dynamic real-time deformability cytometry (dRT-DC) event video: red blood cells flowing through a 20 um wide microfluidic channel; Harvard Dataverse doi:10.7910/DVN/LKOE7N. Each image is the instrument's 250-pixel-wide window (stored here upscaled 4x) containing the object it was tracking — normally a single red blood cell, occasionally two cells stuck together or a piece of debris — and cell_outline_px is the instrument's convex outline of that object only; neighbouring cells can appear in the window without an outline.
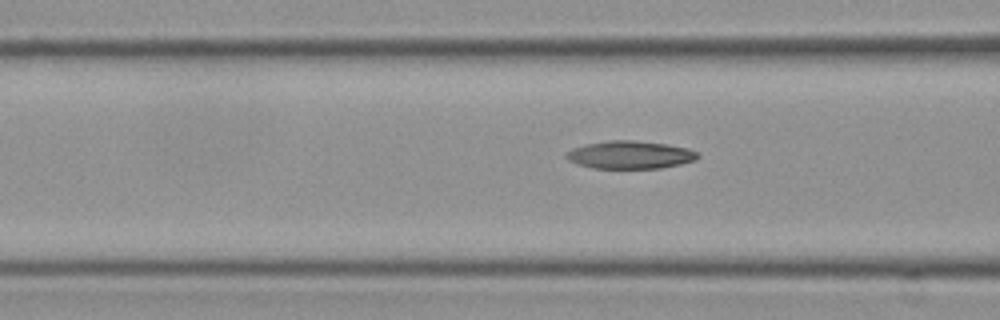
{"species": "Egyptian fruit bat (a non-hibernating species)", "species_latin": "Rousettus aegyptiacus", "temperature_condition": "cold", "stored_images_in_passage": 33, "camera_frame_rate_fps": 3000, "um_per_image_px": 0.085, "frame": {"image": 1, "passage_image": 16, "time_ms": 5.0, "image_size_px": [1000, 320], "cell_outline_px": [[700, 156], [696, 160], [680, 164], [660, 168], [592, 168], [576, 164], [568, 160], [564, 156], [572, 148], [584, 144], [608, 140], [636, 140], [668, 144], [688, 148], [696, 152]], "centroid_in_image_um": [53.54, 13.15], "position_along_channel_um": 113.1, "area_um2": 21.5}}
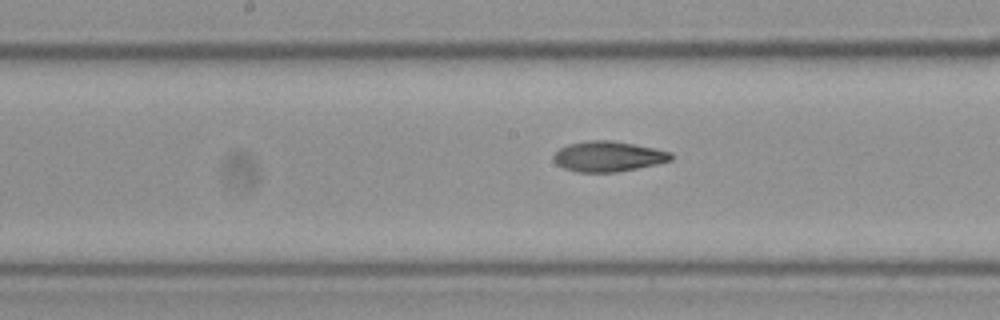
{"frame": {"image": 2, "passage_image": 23, "time_ms": 7.333, "image_size_px": [1000, 320], "cell_outline_px": [[672, 160], [656, 164], [616, 172], [580, 172], [564, 168], [556, 164], [552, 156], [560, 148], [568, 144], [588, 140], [612, 140], [672, 152]], "centroid_in_image_um": [51.67, 13.29], "position_along_channel_um": 196.5, "area_um2": 20.58}}
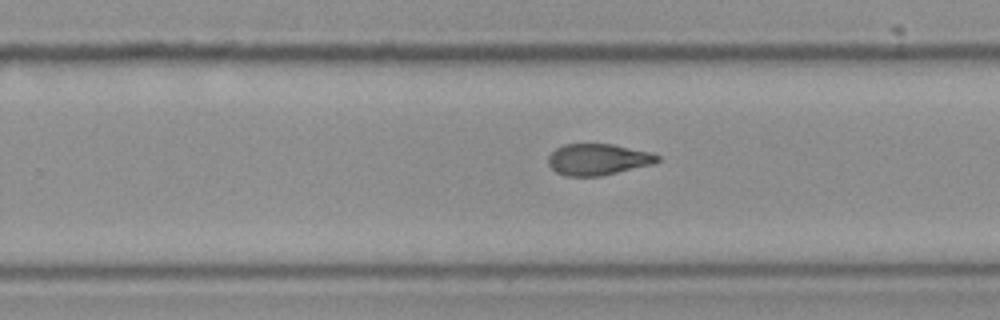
{"frame": {"image": 3, "passage_image": 30, "time_ms": 9.667, "image_size_px": [1000, 320], "cell_outline_px": [[660, 160], [656, 164], [600, 176], [564, 176], [556, 172], [548, 164], [548, 156], [556, 148], [564, 144], [612, 144], [652, 152], [660, 156]], "centroid_in_image_um": [50.86, 13.55], "position_along_channel_um": 278.9, "area_um2": 20.17}}